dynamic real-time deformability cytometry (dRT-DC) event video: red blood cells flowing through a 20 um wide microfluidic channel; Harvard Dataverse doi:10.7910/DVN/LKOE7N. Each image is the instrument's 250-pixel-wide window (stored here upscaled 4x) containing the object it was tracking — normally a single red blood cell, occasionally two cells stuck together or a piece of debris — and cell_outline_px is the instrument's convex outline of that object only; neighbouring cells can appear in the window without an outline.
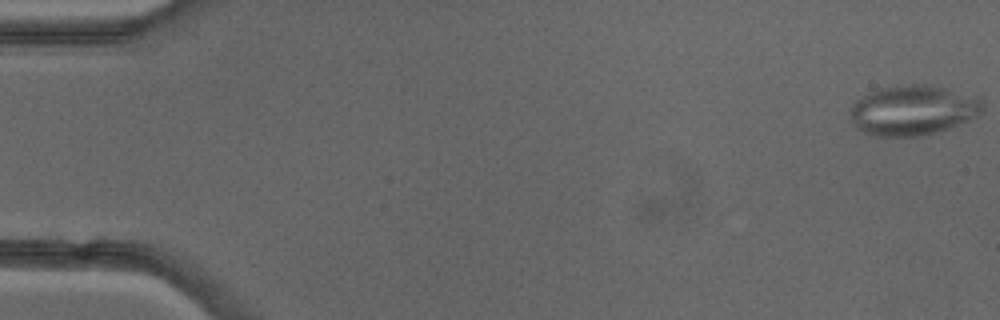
{"species": "common noctule bat (a hibernating species)", "species_latin": "Nyctalus noctula", "temperature_condition": "cold", "stored_images_in_passage": 51, "camera_frame_rate_fps": 3000, "um_per_image_px": 0.085, "animal": {"sex": "female"}, "frame": {"image": 1, "passage_image": 1, "time_ms": 0.0, "image_size_px": [1000, 320], "cell_outline_px": [[984, 108], [980, 116], [920, 136], [876, 136], [864, 132], [856, 128], [848, 112], [848, 108], [856, 100], [868, 92], [876, 88], [896, 84], [932, 84], [980, 96], [984, 104]], "centroid_in_image_um": [77.59, 9.32], "position_along_channel_um": 7.4, "area_um2": 39.25}}